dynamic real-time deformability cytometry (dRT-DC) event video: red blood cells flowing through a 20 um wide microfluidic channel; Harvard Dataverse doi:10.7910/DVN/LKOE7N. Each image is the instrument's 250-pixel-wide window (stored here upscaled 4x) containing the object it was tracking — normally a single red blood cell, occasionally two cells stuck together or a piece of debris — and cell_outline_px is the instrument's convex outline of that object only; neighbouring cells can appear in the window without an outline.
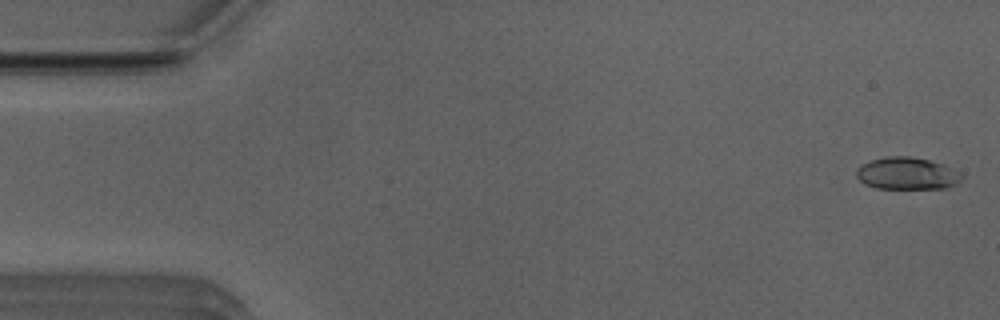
{"species": "Egyptian fruit bat (a non-hibernating species)", "species_latin": "Rousettus aegyptiacus", "temperature_condition": "room temperature", "stored_images_in_passage": 13, "camera_frame_rate_fps": 3000, "um_per_image_px": 0.085, "animal": {"sex": "male"}, "frame": {"image": 1, "passage_image": 1, "time_ms": 0.0, "image_size_px": [1000, 320], "cell_outline_px": [[960, 180], [956, 184], [944, 188], [876, 188], [864, 184], [856, 176], [856, 168], [860, 164], [872, 160], [888, 156], [908, 156], [928, 160], [940, 164], [960, 172]], "centroid_in_image_um": [77.02, 14.74], "position_along_channel_um": 8.0, "area_um2": 19.48}}
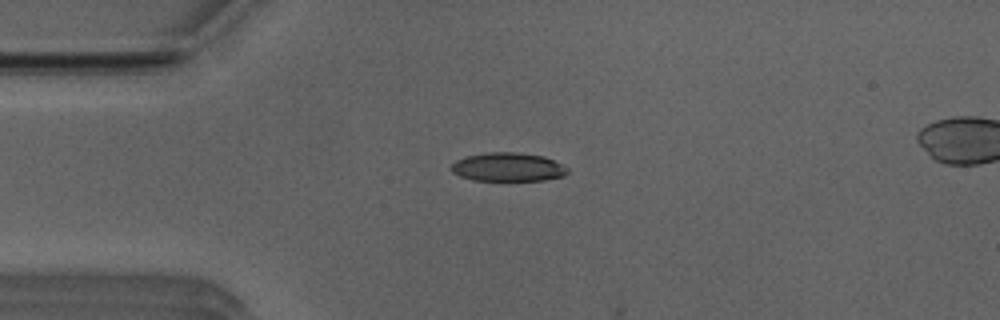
{"frame": {"image": 2, "passage_image": 12, "time_ms": 3.667, "image_size_px": [1000, 320], "cell_outline_px": [[568, 172], [564, 176], [544, 180], [472, 180], [460, 176], [452, 172], [452, 164], [456, 160], [464, 156], [488, 152], [516, 152], [544, 156], [568, 168]], "centroid_in_image_um": [43.16, 14.19], "position_along_channel_um": 41.8, "area_um2": 19.36}}